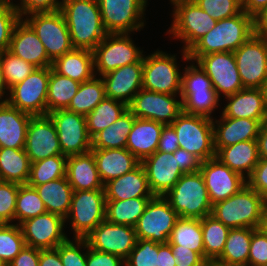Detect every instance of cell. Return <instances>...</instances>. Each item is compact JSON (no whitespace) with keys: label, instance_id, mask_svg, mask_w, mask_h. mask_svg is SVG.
Segmentation results:
<instances>
[{"label":"cell","instance_id":"cell-1","mask_svg":"<svg viewBox=\"0 0 267 266\" xmlns=\"http://www.w3.org/2000/svg\"><path fill=\"white\" fill-rule=\"evenodd\" d=\"M255 34L254 18L242 11L230 18L217 21L189 50L190 61L217 52H234Z\"/></svg>","mask_w":267,"mask_h":266},{"label":"cell","instance_id":"cell-2","mask_svg":"<svg viewBox=\"0 0 267 266\" xmlns=\"http://www.w3.org/2000/svg\"><path fill=\"white\" fill-rule=\"evenodd\" d=\"M60 11L68 26L73 48L93 51L108 34L98 0H62Z\"/></svg>","mask_w":267,"mask_h":266},{"label":"cell","instance_id":"cell-3","mask_svg":"<svg viewBox=\"0 0 267 266\" xmlns=\"http://www.w3.org/2000/svg\"><path fill=\"white\" fill-rule=\"evenodd\" d=\"M265 199L248 184L226 200L212 205V213L230 229L260 228Z\"/></svg>","mask_w":267,"mask_h":266},{"label":"cell","instance_id":"cell-4","mask_svg":"<svg viewBox=\"0 0 267 266\" xmlns=\"http://www.w3.org/2000/svg\"><path fill=\"white\" fill-rule=\"evenodd\" d=\"M164 198L181 218L202 219L212 213V204L200 171L183 174Z\"/></svg>","mask_w":267,"mask_h":266},{"label":"cell","instance_id":"cell-5","mask_svg":"<svg viewBox=\"0 0 267 266\" xmlns=\"http://www.w3.org/2000/svg\"><path fill=\"white\" fill-rule=\"evenodd\" d=\"M173 5V22L167 33L184 43L182 58H188V50L216 24V20L201 9L194 0H177Z\"/></svg>","mask_w":267,"mask_h":266},{"label":"cell","instance_id":"cell-6","mask_svg":"<svg viewBox=\"0 0 267 266\" xmlns=\"http://www.w3.org/2000/svg\"><path fill=\"white\" fill-rule=\"evenodd\" d=\"M179 148L197 156L202 162L215 157L212 119L181 112L173 121Z\"/></svg>","mask_w":267,"mask_h":266},{"label":"cell","instance_id":"cell-7","mask_svg":"<svg viewBox=\"0 0 267 266\" xmlns=\"http://www.w3.org/2000/svg\"><path fill=\"white\" fill-rule=\"evenodd\" d=\"M94 73L103 76L119 67L140 62L143 50L134 44L130 33L107 34L95 47Z\"/></svg>","mask_w":267,"mask_h":266},{"label":"cell","instance_id":"cell-8","mask_svg":"<svg viewBox=\"0 0 267 266\" xmlns=\"http://www.w3.org/2000/svg\"><path fill=\"white\" fill-rule=\"evenodd\" d=\"M143 57V89L178 95L181 94L182 72L177 65L176 55L155 51Z\"/></svg>","mask_w":267,"mask_h":266},{"label":"cell","instance_id":"cell-9","mask_svg":"<svg viewBox=\"0 0 267 266\" xmlns=\"http://www.w3.org/2000/svg\"><path fill=\"white\" fill-rule=\"evenodd\" d=\"M105 190L73 191L70 211L65 218L74 231L73 238H85L105 220Z\"/></svg>","mask_w":267,"mask_h":266},{"label":"cell","instance_id":"cell-10","mask_svg":"<svg viewBox=\"0 0 267 266\" xmlns=\"http://www.w3.org/2000/svg\"><path fill=\"white\" fill-rule=\"evenodd\" d=\"M50 67L35 68L23 81L10 88L7 102L32 116L47 115Z\"/></svg>","mask_w":267,"mask_h":266},{"label":"cell","instance_id":"cell-11","mask_svg":"<svg viewBox=\"0 0 267 266\" xmlns=\"http://www.w3.org/2000/svg\"><path fill=\"white\" fill-rule=\"evenodd\" d=\"M24 20L36 32L52 62L73 49L68 26L60 10L31 14Z\"/></svg>","mask_w":267,"mask_h":266},{"label":"cell","instance_id":"cell-12","mask_svg":"<svg viewBox=\"0 0 267 266\" xmlns=\"http://www.w3.org/2000/svg\"><path fill=\"white\" fill-rule=\"evenodd\" d=\"M148 0H98L108 34L130 33L144 28ZM143 20V21H142Z\"/></svg>","mask_w":267,"mask_h":266},{"label":"cell","instance_id":"cell-13","mask_svg":"<svg viewBox=\"0 0 267 266\" xmlns=\"http://www.w3.org/2000/svg\"><path fill=\"white\" fill-rule=\"evenodd\" d=\"M244 88H261L267 80V39L253 34L233 52Z\"/></svg>","mask_w":267,"mask_h":266},{"label":"cell","instance_id":"cell-14","mask_svg":"<svg viewBox=\"0 0 267 266\" xmlns=\"http://www.w3.org/2000/svg\"><path fill=\"white\" fill-rule=\"evenodd\" d=\"M48 115L56 127L62 155L68 157L91 151L92 138L88 133L86 116L67 109L55 110Z\"/></svg>","mask_w":267,"mask_h":266},{"label":"cell","instance_id":"cell-15","mask_svg":"<svg viewBox=\"0 0 267 266\" xmlns=\"http://www.w3.org/2000/svg\"><path fill=\"white\" fill-rule=\"evenodd\" d=\"M179 215L162 196H154L134 226L137 239L168 243Z\"/></svg>","mask_w":267,"mask_h":266},{"label":"cell","instance_id":"cell-16","mask_svg":"<svg viewBox=\"0 0 267 266\" xmlns=\"http://www.w3.org/2000/svg\"><path fill=\"white\" fill-rule=\"evenodd\" d=\"M176 95L141 89L128 105L136 118L171 125L182 112V101Z\"/></svg>","mask_w":267,"mask_h":266},{"label":"cell","instance_id":"cell-17","mask_svg":"<svg viewBox=\"0 0 267 266\" xmlns=\"http://www.w3.org/2000/svg\"><path fill=\"white\" fill-rule=\"evenodd\" d=\"M85 239L90 248L117 255L123 260L128 258L137 242L133 226L113 224L106 219L96 226Z\"/></svg>","mask_w":267,"mask_h":266},{"label":"cell","instance_id":"cell-18","mask_svg":"<svg viewBox=\"0 0 267 266\" xmlns=\"http://www.w3.org/2000/svg\"><path fill=\"white\" fill-rule=\"evenodd\" d=\"M196 63L206 72L219 97L235 94L244 88L233 52L203 55Z\"/></svg>","mask_w":267,"mask_h":266},{"label":"cell","instance_id":"cell-19","mask_svg":"<svg viewBox=\"0 0 267 266\" xmlns=\"http://www.w3.org/2000/svg\"><path fill=\"white\" fill-rule=\"evenodd\" d=\"M24 150L30 163L52 156H64L56 127L48 114L31 116Z\"/></svg>","mask_w":267,"mask_h":266},{"label":"cell","instance_id":"cell-20","mask_svg":"<svg viewBox=\"0 0 267 266\" xmlns=\"http://www.w3.org/2000/svg\"><path fill=\"white\" fill-rule=\"evenodd\" d=\"M199 171L203 176L212 205L228 199L247 184L244 177L231 170L216 157L202 162Z\"/></svg>","mask_w":267,"mask_h":266},{"label":"cell","instance_id":"cell-21","mask_svg":"<svg viewBox=\"0 0 267 266\" xmlns=\"http://www.w3.org/2000/svg\"><path fill=\"white\" fill-rule=\"evenodd\" d=\"M65 219L46 212L20 224L25 243L38 249H54L68 237L64 231Z\"/></svg>","mask_w":267,"mask_h":266},{"label":"cell","instance_id":"cell-22","mask_svg":"<svg viewBox=\"0 0 267 266\" xmlns=\"http://www.w3.org/2000/svg\"><path fill=\"white\" fill-rule=\"evenodd\" d=\"M150 191L154 196L166 195L184 174L178 167L177 155L156 151L141 161Z\"/></svg>","mask_w":267,"mask_h":266},{"label":"cell","instance_id":"cell-23","mask_svg":"<svg viewBox=\"0 0 267 266\" xmlns=\"http://www.w3.org/2000/svg\"><path fill=\"white\" fill-rule=\"evenodd\" d=\"M143 59L134 64L113 70L101 78L105 84L106 97L123 102L127 106L133 97L143 88Z\"/></svg>","mask_w":267,"mask_h":266},{"label":"cell","instance_id":"cell-24","mask_svg":"<svg viewBox=\"0 0 267 266\" xmlns=\"http://www.w3.org/2000/svg\"><path fill=\"white\" fill-rule=\"evenodd\" d=\"M8 51L36 68L52 65L43 43L24 19H20L15 24Z\"/></svg>","mask_w":267,"mask_h":266},{"label":"cell","instance_id":"cell-25","mask_svg":"<svg viewBox=\"0 0 267 266\" xmlns=\"http://www.w3.org/2000/svg\"><path fill=\"white\" fill-rule=\"evenodd\" d=\"M263 121L247 118H229L223 114L219 120L213 119L215 151L217 152L222 147L242 141L256 140Z\"/></svg>","mask_w":267,"mask_h":266},{"label":"cell","instance_id":"cell-26","mask_svg":"<svg viewBox=\"0 0 267 266\" xmlns=\"http://www.w3.org/2000/svg\"><path fill=\"white\" fill-rule=\"evenodd\" d=\"M31 116L8 102L0 103V148L24 149Z\"/></svg>","mask_w":267,"mask_h":266},{"label":"cell","instance_id":"cell-27","mask_svg":"<svg viewBox=\"0 0 267 266\" xmlns=\"http://www.w3.org/2000/svg\"><path fill=\"white\" fill-rule=\"evenodd\" d=\"M104 189L106 201L154 197L141 164L133 171L107 182Z\"/></svg>","mask_w":267,"mask_h":266},{"label":"cell","instance_id":"cell-28","mask_svg":"<svg viewBox=\"0 0 267 266\" xmlns=\"http://www.w3.org/2000/svg\"><path fill=\"white\" fill-rule=\"evenodd\" d=\"M91 151L104 185L112 179L133 171L141 164L126 148L91 149Z\"/></svg>","mask_w":267,"mask_h":266},{"label":"cell","instance_id":"cell-29","mask_svg":"<svg viewBox=\"0 0 267 266\" xmlns=\"http://www.w3.org/2000/svg\"><path fill=\"white\" fill-rule=\"evenodd\" d=\"M66 176L73 191L105 190L92 151L68 156Z\"/></svg>","mask_w":267,"mask_h":266},{"label":"cell","instance_id":"cell-30","mask_svg":"<svg viewBox=\"0 0 267 266\" xmlns=\"http://www.w3.org/2000/svg\"><path fill=\"white\" fill-rule=\"evenodd\" d=\"M225 98L227 104L222 111L225 117L255 120L267 118L263 94L259 88H243Z\"/></svg>","mask_w":267,"mask_h":266},{"label":"cell","instance_id":"cell-31","mask_svg":"<svg viewBox=\"0 0 267 266\" xmlns=\"http://www.w3.org/2000/svg\"><path fill=\"white\" fill-rule=\"evenodd\" d=\"M163 127L156 121L135 118L126 149L141 162L157 151Z\"/></svg>","mask_w":267,"mask_h":266},{"label":"cell","instance_id":"cell-32","mask_svg":"<svg viewBox=\"0 0 267 266\" xmlns=\"http://www.w3.org/2000/svg\"><path fill=\"white\" fill-rule=\"evenodd\" d=\"M215 157L246 180L260 160L256 140L222 147L216 152Z\"/></svg>","mask_w":267,"mask_h":266},{"label":"cell","instance_id":"cell-33","mask_svg":"<svg viewBox=\"0 0 267 266\" xmlns=\"http://www.w3.org/2000/svg\"><path fill=\"white\" fill-rule=\"evenodd\" d=\"M51 68L60 75L80 83L94 76V54L88 49L73 48L52 62Z\"/></svg>","mask_w":267,"mask_h":266},{"label":"cell","instance_id":"cell-34","mask_svg":"<svg viewBox=\"0 0 267 266\" xmlns=\"http://www.w3.org/2000/svg\"><path fill=\"white\" fill-rule=\"evenodd\" d=\"M47 212L65 219L70 211L73 188L67 176L35 186Z\"/></svg>","mask_w":267,"mask_h":266},{"label":"cell","instance_id":"cell-35","mask_svg":"<svg viewBox=\"0 0 267 266\" xmlns=\"http://www.w3.org/2000/svg\"><path fill=\"white\" fill-rule=\"evenodd\" d=\"M254 228L230 229L216 266H248V256Z\"/></svg>","mask_w":267,"mask_h":266},{"label":"cell","instance_id":"cell-36","mask_svg":"<svg viewBox=\"0 0 267 266\" xmlns=\"http://www.w3.org/2000/svg\"><path fill=\"white\" fill-rule=\"evenodd\" d=\"M135 116L127 109L113 124L92 137V149L126 148Z\"/></svg>","mask_w":267,"mask_h":266},{"label":"cell","instance_id":"cell-37","mask_svg":"<svg viewBox=\"0 0 267 266\" xmlns=\"http://www.w3.org/2000/svg\"><path fill=\"white\" fill-rule=\"evenodd\" d=\"M30 160L24 149L0 148V180L27 184Z\"/></svg>","mask_w":267,"mask_h":266},{"label":"cell","instance_id":"cell-38","mask_svg":"<svg viewBox=\"0 0 267 266\" xmlns=\"http://www.w3.org/2000/svg\"><path fill=\"white\" fill-rule=\"evenodd\" d=\"M170 245L197 252L204 259L201 219L179 217L168 239Z\"/></svg>","mask_w":267,"mask_h":266},{"label":"cell","instance_id":"cell-39","mask_svg":"<svg viewBox=\"0 0 267 266\" xmlns=\"http://www.w3.org/2000/svg\"><path fill=\"white\" fill-rule=\"evenodd\" d=\"M204 260L213 264L222 254L230 228L208 215L201 219Z\"/></svg>","mask_w":267,"mask_h":266},{"label":"cell","instance_id":"cell-40","mask_svg":"<svg viewBox=\"0 0 267 266\" xmlns=\"http://www.w3.org/2000/svg\"><path fill=\"white\" fill-rule=\"evenodd\" d=\"M80 82L60 75L50 67L48 81L47 114L55 110L66 109L77 93Z\"/></svg>","mask_w":267,"mask_h":266},{"label":"cell","instance_id":"cell-41","mask_svg":"<svg viewBox=\"0 0 267 266\" xmlns=\"http://www.w3.org/2000/svg\"><path fill=\"white\" fill-rule=\"evenodd\" d=\"M152 198L106 201L105 219L113 224L135 226Z\"/></svg>","mask_w":267,"mask_h":266},{"label":"cell","instance_id":"cell-42","mask_svg":"<svg viewBox=\"0 0 267 266\" xmlns=\"http://www.w3.org/2000/svg\"><path fill=\"white\" fill-rule=\"evenodd\" d=\"M106 97L103 79L94 76L91 80L82 82L77 93L66 108L71 112L86 116Z\"/></svg>","mask_w":267,"mask_h":266},{"label":"cell","instance_id":"cell-43","mask_svg":"<svg viewBox=\"0 0 267 266\" xmlns=\"http://www.w3.org/2000/svg\"><path fill=\"white\" fill-rule=\"evenodd\" d=\"M220 99L214 88L181 90L180 94L183 112L212 120L211 114L218 107Z\"/></svg>","mask_w":267,"mask_h":266},{"label":"cell","instance_id":"cell-44","mask_svg":"<svg viewBox=\"0 0 267 266\" xmlns=\"http://www.w3.org/2000/svg\"><path fill=\"white\" fill-rule=\"evenodd\" d=\"M128 106L123 102L105 97L90 113L86 115V124L89 136L95 134L113 124L126 110Z\"/></svg>","mask_w":267,"mask_h":266},{"label":"cell","instance_id":"cell-45","mask_svg":"<svg viewBox=\"0 0 267 266\" xmlns=\"http://www.w3.org/2000/svg\"><path fill=\"white\" fill-rule=\"evenodd\" d=\"M67 156H52L30 164V176L27 185L39 186L66 176Z\"/></svg>","mask_w":267,"mask_h":266},{"label":"cell","instance_id":"cell-46","mask_svg":"<svg viewBox=\"0 0 267 266\" xmlns=\"http://www.w3.org/2000/svg\"><path fill=\"white\" fill-rule=\"evenodd\" d=\"M46 208L35 188L22 184L16 198L15 220L20 225L27 219L46 213Z\"/></svg>","mask_w":267,"mask_h":266},{"label":"cell","instance_id":"cell-47","mask_svg":"<svg viewBox=\"0 0 267 266\" xmlns=\"http://www.w3.org/2000/svg\"><path fill=\"white\" fill-rule=\"evenodd\" d=\"M20 225L0 224V259L8 265L25 247Z\"/></svg>","mask_w":267,"mask_h":266},{"label":"cell","instance_id":"cell-48","mask_svg":"<svg viewBox=\"0 0 267 266\" xmlns=\"http://www.w3.org/2000/svg\"><path fill=\"white\" fill-rule=\"evenodd\" d=\"M0 64L9 89L23 81L36 68L27 61L13 55L8 50L0 53Z\"/></svg>","mask_w":267,"mask_h":266},{"label":"cell","instance_id":"cell-49","mask_svg":"<svg viewBox=\"0 0 267 266\" xmlns=\"http://www.w3.org/2000/svg\"><path fill=\"white\" fill-rule=\"evenodd\" d=\"M158 243L137 239L134 249L125 260V266H158Z\"/></svg>","mask_w":267,"mask_h":266},{"label":"cell","instance_id":"cell-50","mask_svg":"<svg viewBox=\"0 0 267 266\" xmlns=\"http://www.w3.org/2000/svg\"><path fill=\"white\" fill-rule=\"evenodd\" d=\"M75 240V241H74ZM67 238L59 244V256L63 266H86L87 241L85 238ZM86 249L85 252L81 251Z\"/></svg>","mask_w":267,"mask_h":266},{"label":"cell","instance_id":"cell-51","mask_svg":"<svg viewBox=\"0 0 267 266\" xmlns=\"http://www.w3.org/2000/svg\"><path fill=\"white\" fill-rule=\"evenodd\" d=\"M216 21L230 18L240 14L242 10V0H194Z\"/></svg>","mask_w":267,"mask_h":266},{"label":"cell","instance_id":"cell-52","mask_svg":"<svg viewBox=\"0 0 267 266\" xmlns=\"http://www.w3.org/2000/svg\"><path fill=\"white\" fill-rule=\"evenodd\" d=\"M21 184L0 181V224L15 221L16 198Z\"/></svg>","mask_w":267,"mask_h":266},{"label":"cell","instance_id":"cell-53","mask_svg":"<svg viewBox=\"0 0 267 266\" xmlns=\"http://www.w3.org/2000/svg\"><path fill=\"white\" fill-rule=\"evenodd\" d=\"M20 20L14 4L0 2V53L9 49L15 24Z\"/></svg>","mask_w":267,"mask_h":266},{"label":"cell","instance_id":"cell-54","mask_svg":"<svg viewBox=\"0 0 267 266\" xmlns=\"http://www.w3.org/2000/svg\"><path fill=\"white\" fill-rule=\"evenodd\" d=\"M191 63H189V66L184 67L181 90L213 88L210 78L201 66L198 63L195 65V61H192Z\"/></svg>","mask_w":267,"mask_h":266},{"label":"cell","instance_id":"cell-55","mask_svg":"<svg viewBox=\"0 0 267 266\" xmlns=\"http://www.w3.org/2000/svg\"><path fill=\"white\" fill-rule=\"evenodd\" d=\"M248 266H267V233L261 228L252 232Z\"/></svg>","mask_w":267,"mask_h":266},{"label":"cell","instance_id":"cell-56","mask_svg":"<svg viewBox=\"0 0 267 266\" xmlns=\"http://www.w3.org/2000/svg\"><path fill=\"white\" fill-rule=\"evenodd\" d=\"M61 1L58 0H20L14 4L20 19L36 13H50L60 10Z\"/></svg>","mask_w":267,"mask_h":266},{"label":"cell","instance_id":"cell-57","mask_svg":"<svg viewBox=\"0 0 267 266\" xmlns=\"http://www.w3.org/2000/svg\"><path fill=\"white\" fill-rule=\"evenodd\" d=\"M247 184L267 200V159L259 160L247 179Z\"/></svg>","mask_w":267,"mask_h":266},{"label":"cell","instance_id":"cell-58","mask_svg":"<svg viewBox=\"0 0 267 266\" xmlns=\"http://www.w3.org/2000/svg\"><path fill=\"white\" fill-rule=\"evenodd\" d=\"M86 266H125L121 257L90 248L87 243Z\"/></svg>","mask_w":267,"mask_h":266},{"label":"cell","instance_id":"cell-59","mask_svg":"<svg viewBox=\"0 0 267 266\" xmlns=\"http://www.w3.org/2000/svg\"><path fill=\"white\" fill-rule=\"evenodd\" d=\"M175 266H208V263L197 253L190 249L171 245Z\"/></svg>","mask_w":267,"mask_h":266},{"label":"cell","instance_id":"cell-60","mask_svg":"<svg viewBox=\"0 0 267 266\" xmlns=\"http://www.w3.org/2000/svg\"><path fill=\"white\" fill-rule=\"evenodd\" d=\"M173 155H177L178 167L184 174L198 172L201 168L202 161L182 148H178Z\"/></svg>","mask_w":267,"mask_h":266},{"label":"cell","instance_id":"cell-61","mask_svg":"<svg viewBox=\"0 0 267 266\" xmlns=\"http://www.w3.org/2000/svg\"><path fill=\"white\" fill-rule=\"evenodd\" d=\"M179 148L178 137L171 125H164L160 134L157 151L174 153Z\"/></svg>","mask_w":267,"mask_h":266},{"label":"cell","instance_id":"cell-62","mask_svg":"<svg viewBox=\"0 0 267 266\" xmlns=\"http://www.w3.org/2000/svg\"><path fill=\"white\" fill-rule=\"evenodd\" d=\"M41 249L28 245L7 266H39V254Z\"/></svg>","mask_w":267,"mask_h":266},{"label":"cell","instance_id":"cell-63","mask_svg":"<svg viewBox=\"0 0 267 266\" xmlns=\"http://www.w3.org/2000/svg\"><path fill=\"white\" fill-rule=\"evenodd\" d=\"M39 266H63L59 256V245L54 249H41Z\"/></svg>","mask_w":267,"mask_h":266},{"label":"cell","instance_id":"cell-64","mask_svg":"<svg viewBox=\"0 0 267 266\" xmlns=\"http://www.w3.org/2000/svg\"><path fill=\"white\" fill-rule=\"evenodd\" d=\"M158 266H175L173 250L169 243H158Z\"/></svg>","mask_w":267,"mask_h":266},{"label":"cell","instance_id":"cell-65","mask_svg":"<svg viewBox=\"0 0 267 266\" xmlns=\"http://www.w3.org/2000/svg\"><path fill=\"white\" fill-rule=\"evenodd\" d=\"M267 0H242V10L255 18L265 7Z\"/></svg>","mask_w":267,"mask_h":266},{"label":"cell","instance_id":"cell-66","mask_svg":"<svg viewBox=\"0 0 267 266\" xmlns=\"http://www.w3.org/2000/svg\"><path fill=\"white\" fill-rule=\"evenodd\" d=\"M260 159H267V118L261 123L256 139Z\"/></svg>","mask_w":267,"mask_h":266},{"label":"cell","instance_id":"cell-67","mask_svg":"<svg viewBox=\"0 0 267 266\" xmlns=\"http://www.w3.org/2000/svg\"><path fill=\"white\" fill-rule=\"evenodd\" d=\"M255 34L267 39V6L254 18Z\"/></svg>","mask_w":267,"mask_h":266},{"label":"cell","instance_id":"cell-68","mask_svg":"<svg viewBox=\"0 0 267 266\" xmlns=\"http://www.w3.org/2000/svg\"><path fill=\"white\" fill-rule=\"evenodd\" d=\"M5 90L7 91V93L10 91V89H9V87L5 81L4 73L2 71V67L0 64V103L7 102L8 98L5 97V99H4V96L6 94Z\"/></svg>","mask_w":267,"mask_h":266},{"label":"cell","instance_id":"cell-69","mask_svg":"<svg viewBox=\"0 0 267 266\" xmlns=\"http://www.w3.org/2000/svg\"><path fill=\"white\" fill-rule=\"evenodd\" d=\"M260 228L267 233V200L265 201Z\"/></svg>","mask_w":267,"mask_h":266},{"label":"cell","instance_id":"cell-70","mask_svg":"<svg viewBox=\"0 0 267 266\" xmlns=\"http://www.w3.org/2000/svg\"><path fill=\"white\" fill-rule=\"evenodd\" d=\"M263 94V99H264V105H265V109L267 111V80L265 81V83L263 84V86L260 88Z\"/></svg>","mask_w":267,"mask_h":266},{"label":"cell","instance_id":"cell-71","mask_svg":"<svg viewBox=\"0 0 267 266\" xmlns=\"http://www.w3.org/2000/svg\"><path fill=\"white\" fill-rule=\"evenodd\" d=\"M0 2H8V3L15 4V3L13 2V0H0Z\"/></svg>","mask_w":267,"mask_h":266},{"label":"cell","instance_id":"cell-72","mask_svg":"<svg viewBox=\"0 0 267 266\" xmlns=\"http://www.w3.org/2000/svg\"><path fill=\"white\" fill-rule=\"evenodd\" d=\"M0 266H7V265L0 259Z\"/></svg>","mask_w":267,"mask_h":266}]
</instances>
